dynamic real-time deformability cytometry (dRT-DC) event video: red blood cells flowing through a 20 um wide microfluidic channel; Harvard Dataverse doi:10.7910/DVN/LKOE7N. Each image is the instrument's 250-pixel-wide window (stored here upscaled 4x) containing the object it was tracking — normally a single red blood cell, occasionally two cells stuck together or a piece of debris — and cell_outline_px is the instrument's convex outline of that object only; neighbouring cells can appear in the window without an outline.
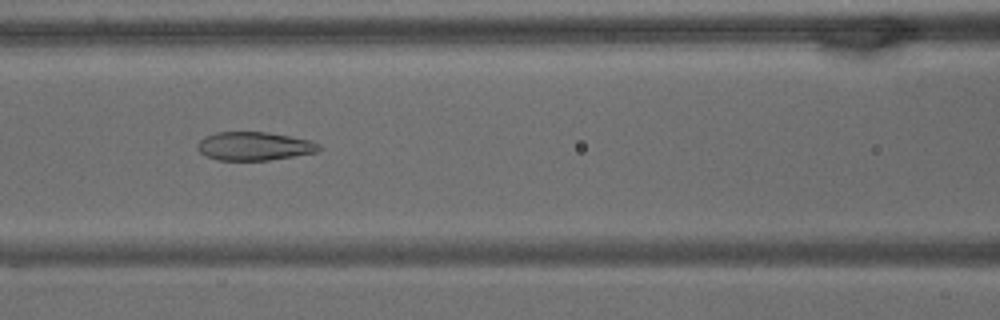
{"species": "common noctule bat (a hibernating species)", "species_latin": "Nyctalus noctula", "temperature_condition": "warm", "stored_images_in_passage": 65, "camera_frame_rate_fps": 3000, "um_per_image_px": 0.085, "animal": {"sex": "male", "body_mass_g": 15.6}, "frame": {"image": 1, "passage_image": 28, "time_ms": 9.0, "image_size_px": [1000, 320], "cell_outline_px": [[324, 148], [316, 152], [268, 160], [216, 160], [204, 156], [196, 148], [196, 144], [200, 140], [216, 132], [268, 132], [308, 140], [320, 144]], "centroid_in_image_um": [21.58, 12.43], "position_along_channel_um": 145.0, "area_um2": 20.11}}
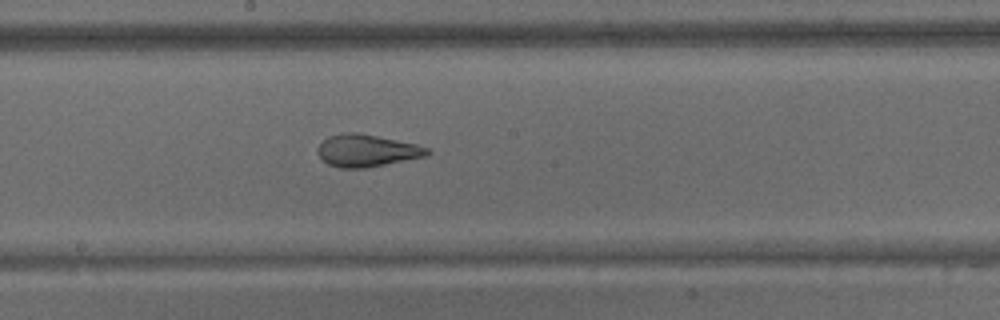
{"frame": {"image": 2, "passage_image": 35, "time_ms": 11.333, "image_size_px": [1000, 320], "cell_outline_px": [[432, 152], [424, 156], [364, 168], [340, 168], [328, 164], [316, 152], [316, 148], [328, 136], [344, 132], [356, 132], [416, 144], [428, 148]], "centroid_in_image_um": [31.13, 12.79], "position_along_channel_um": 217.1, "area_um2": 20.29}}
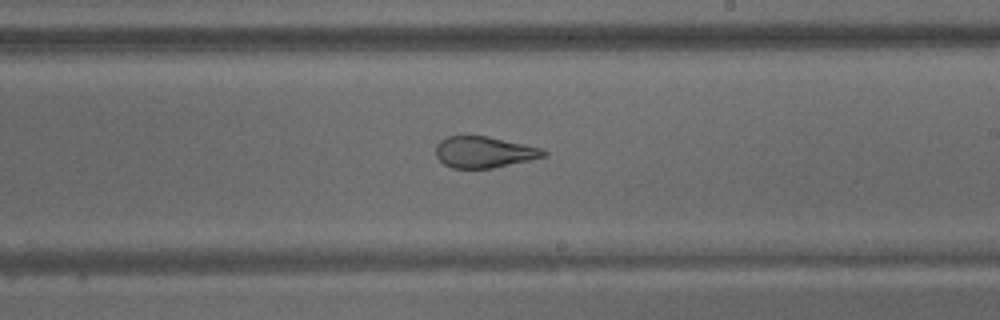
{"frame": {"image": 3, "passage_image": 38, "time_ms": 12.333, "image_size_px": [1000, 320], "cell_outline_px": [[548, 156], [492, 168], [452, 168], [444, 164], [436, 156], [436, 144], [440, 140], [448, 136], [484, 136], [540, 148], [548, 152]], "centroid_in_image_um": [41.12, 12.94], "position_along_channel_um": 247.9, "area_um2": 19.36}, "authors_computed_cell_mechanics": {"area_um2": 26.1256, "velocity_mm_per_s": 3.0962, "shape_relaxation_time_tau1_ms": null, "shape_relaxation_time_tau2_ms": 1.7078, "deformation_change_tau1": null, "deformation_change_tau2": 0.0958}}